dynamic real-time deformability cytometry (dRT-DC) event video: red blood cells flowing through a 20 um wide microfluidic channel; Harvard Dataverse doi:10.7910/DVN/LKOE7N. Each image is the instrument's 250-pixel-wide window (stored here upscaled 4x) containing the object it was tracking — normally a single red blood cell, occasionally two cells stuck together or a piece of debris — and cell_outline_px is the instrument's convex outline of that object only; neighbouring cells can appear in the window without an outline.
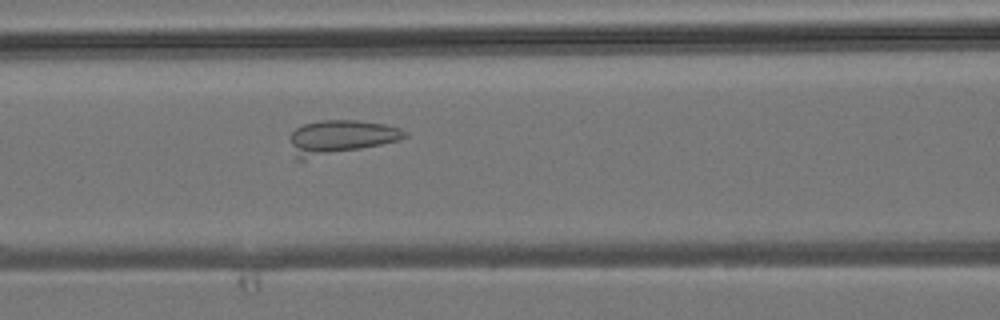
{"species": "common noctule bat (a hibernating species)", "species_latin": "Nyctalus noctula", "temperature_condition": "room temperature", "stored_images_in_passage": 38, "camera_frame_rate_fps": 3000, "um_per_image_px": 0.085, "animal": {"sex": "male", "body_mass_g": 19.2, "forearm_length_mm": 51.8}, "frame": {"image": 1, "passage_image": 11, "time_ms": 3.333, "image_size_px": [1000, 320], "cell_outline_px": [[408, 136], [400, 140], [304, 160], [296, 160], [288, 136], [296, 128], [304, 124], [320, 120], [356, 120], [384, 124], [400, 128], [408, 132]], "centroid_in_image_um": [28.91, 11.66], "position_along_channel_um": 137.7, "area_um2": 22.83}}
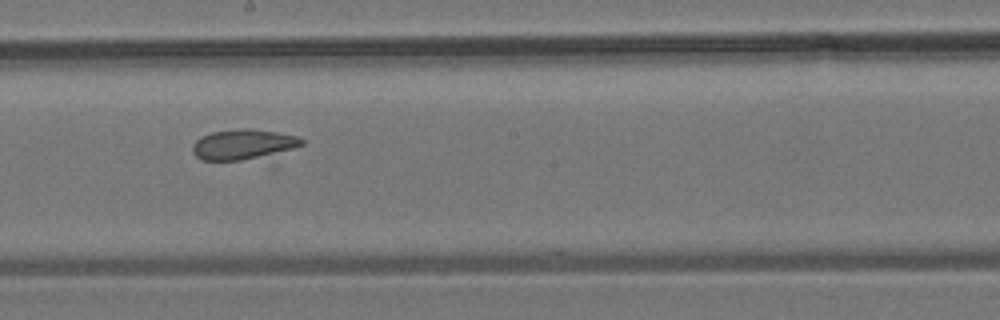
{"frame": {"image": 2, "passage_image": 17, "time_ms": 5.333, "image_size_px": [1000, 320], "cell_outline_px": [[304, 144], [292, 148], [264, 156], [240, 160], [204, 160], [196, 156], [192, 152], [192, 144], [200, 136], [212, 132], [244, 128], [252, 128], [276, 132], [296, 136], [304, 140]], "centroid_in_image_um": [20.62, 12.26], "position_along_channel_um": 227.6, "area_um2": 18.96}}
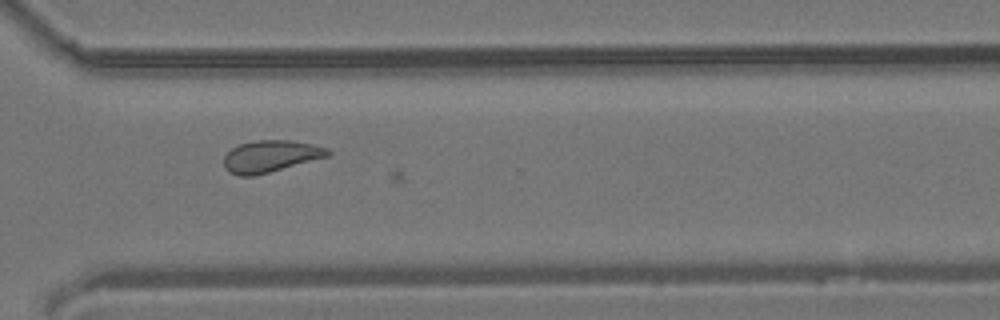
{"frame": {"image": 3, "passage_image": 25, "time_ms": 8.0, "image_size_px": [1000, 320], "cell_outline_px": [[332, 152], [328, 156], [268, 172], [252, 176], [240, 176], [228, 172], [224, 168], [224, 156], [236, 144], [256, 140], [292, 140], [312, 144], [328, 148]], "centroid_in_image_um": [22.96, 13.27], "position_along_channel_um": 347.6, "area_um2": 19.25}}